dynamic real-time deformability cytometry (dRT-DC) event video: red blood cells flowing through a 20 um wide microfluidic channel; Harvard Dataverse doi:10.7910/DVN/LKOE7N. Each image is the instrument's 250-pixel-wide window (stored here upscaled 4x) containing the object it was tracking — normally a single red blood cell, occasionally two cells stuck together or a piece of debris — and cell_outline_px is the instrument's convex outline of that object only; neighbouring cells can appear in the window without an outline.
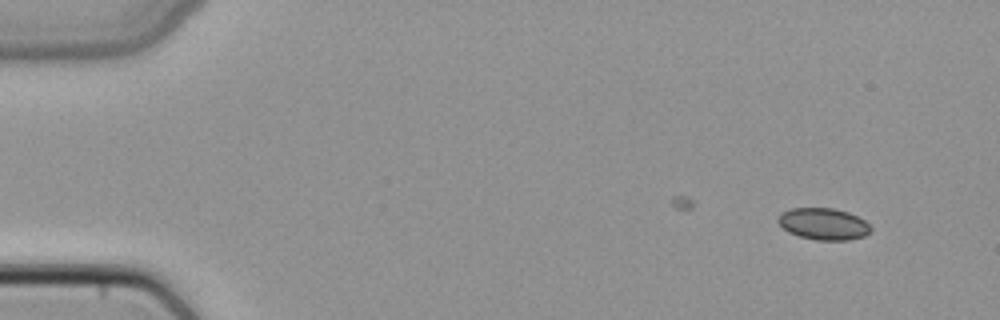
{"species": "common noctule bat (a hibernating species)", "species_latin": "Nyctalus noctula", "temperature_condition": "cold", "stored_images_in_passage": 4, "camera_frame_rate_fps": 3000, "um_per_image_px": 0.085, "animal": {"sex": "female", "body_mass_g": 22.7, "forearm_length_mm": 54.2}, "frame": {"image": 1, "passage_image": 1, "time_ms": 0.0, "image_size_px": [1000, 320], "cell_outline_px": [[872, 228], [864, 236], [848, 240], [816, 240], [800, 236], [788, 232], [776, 220], [784, 212], [792, 208], [832, 208], [848, 212], [864, 220]], "centroid_in_image_um": [70.0, 19.04], "position_along_channel_um": 15.0, "area_um2": 16.88}}
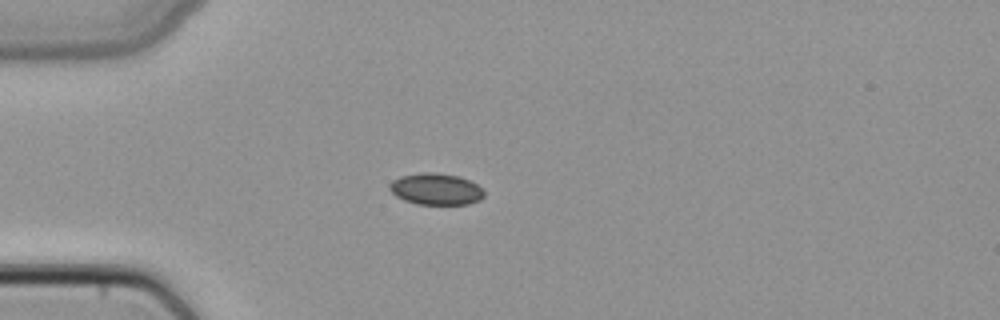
{"frame": {"image": 2, "passage_image": 3, "time_ms": 0.667, "image_size_px": [1000, 320], "cell_outline_px": [[484, 196], [480, 200], [468, 204], [416, 204], [404, 200], [396, 196], [388, 188], [388, 184], [392, 180], [400, 176], [420, 172], [432, 172], [460, 176], [476, 184], [484, 192]], "centroid_in_image_um": [37.02, 16.06], "position_along_channel_um": 48.0, "area_um2": 17.46}}